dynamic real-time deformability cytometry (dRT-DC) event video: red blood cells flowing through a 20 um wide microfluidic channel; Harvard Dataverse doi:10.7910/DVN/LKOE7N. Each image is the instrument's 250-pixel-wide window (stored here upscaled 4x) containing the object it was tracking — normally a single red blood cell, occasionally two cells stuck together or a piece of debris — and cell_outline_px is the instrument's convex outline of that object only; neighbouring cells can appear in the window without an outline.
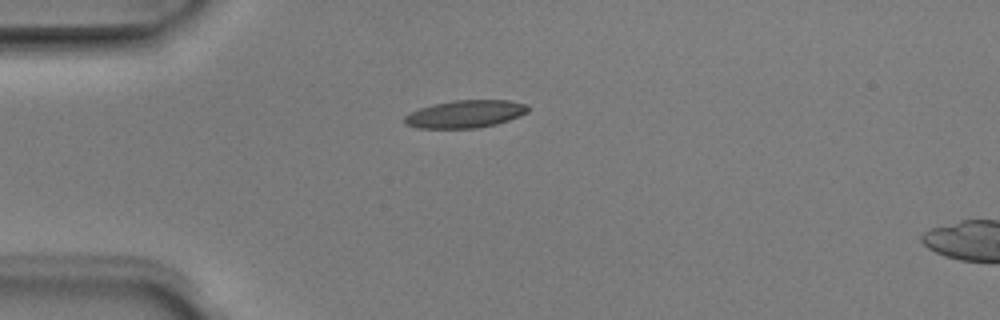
{"species": "Egyptian fruit bat (a non-hibernating species)", "species_latin": "Rousettus aegyptiacus", "temperature_condition": "room temperature", "stored_images_in_passage": 2, "camera_frame_rate_fps": 3000, "um_per_image_px": 0.085, "animal": {"sex": "male"}, "frame": {"image": 1, "passage_image": 1, "time_ms": 0.0, "image_size_px": [1000, 320], "cell_outline_px": [[528, 112], [520, 116], [496, 124], [476, 128], [416, 128], [404, 124], [404, 116], [420, 108], [432, 104], [452, 100], [508, 100], [528, 104]], "centroid_in_image_um": [39.54, 9.69], "position_along_channel_um": 45.5, "area_um2": 19.94}}